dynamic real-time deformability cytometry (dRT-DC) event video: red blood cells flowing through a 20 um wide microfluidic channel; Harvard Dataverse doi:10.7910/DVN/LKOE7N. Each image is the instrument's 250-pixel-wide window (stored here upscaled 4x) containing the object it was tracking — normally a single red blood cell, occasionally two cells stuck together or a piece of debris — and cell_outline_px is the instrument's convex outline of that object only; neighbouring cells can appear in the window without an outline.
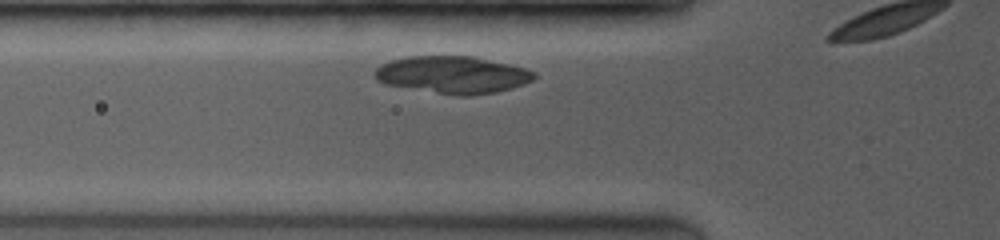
{"species": "common noctule bat (a hibernating species)", "species_latin": "Nyctalus noctula", "temperature_condition": "room temperature", "stored_images_in_passage": 5, "camera_frame_rate_fps": 3500, "um_per_image_px": 0.085, "animal": {"sex": "female", "body_mass_g": 19.0, "forearm_length_mm": 53.3}, "frame": {"image": 1, "passage_image": 2, "time_ms": 0.571, "image_size_px": [1000, 240], "cell_outline_px": [[536, 76], [532, 80], [524, 84], [496, 92], [468, 96], [456, 96], [384, 84], [376, 80], [372, 76], [372, 72], [380, 64], [392, 60], [408, 56], [472, 56], [508, 64], [524, 68], [536, 72]], "centroid_in_image_um": [38.42, 6.36], "position_along_channel_um": 87.4, "area_um2": 34.74}}
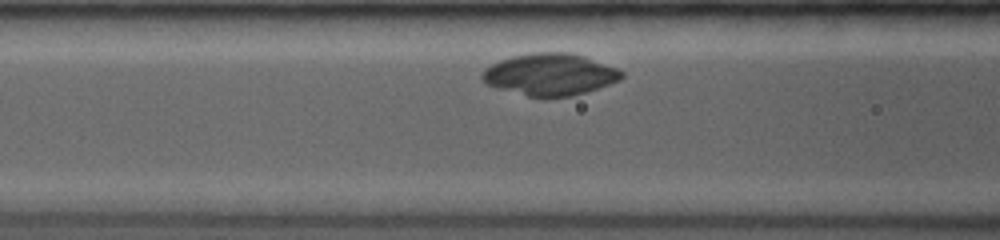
{"frame": {"image": 2, "passage_image": 4, "time_ms": 1.429, "image_size_px": [1000, 240], "cell_outline_px": [[624, 76], [620, 80], [584, 92], [568, 96], [528, 96], [500, 88], [488, 84], [480, 76], [484, 68], [500, 60], [512, 56], [536, 52], [568, 52], [584, 56], [616, 68], [624, 72]], "centroid_in_image_um": [46.75, 6.3], "position_along_channel_um": 119.9, "area_um2": 33.41}}